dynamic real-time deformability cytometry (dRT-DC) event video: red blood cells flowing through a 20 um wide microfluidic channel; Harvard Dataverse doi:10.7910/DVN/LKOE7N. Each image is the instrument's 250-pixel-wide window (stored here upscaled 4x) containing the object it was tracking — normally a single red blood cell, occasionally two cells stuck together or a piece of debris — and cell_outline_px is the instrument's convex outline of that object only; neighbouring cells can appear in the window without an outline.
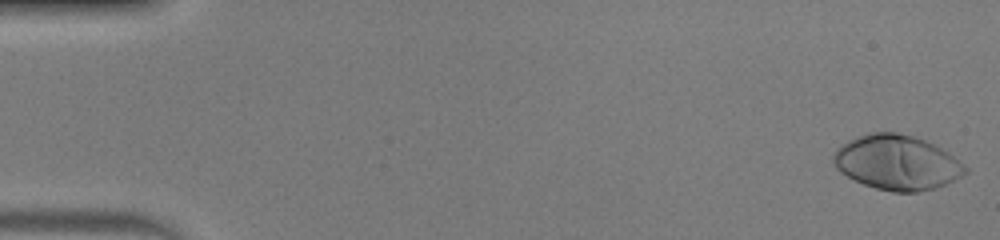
{"species": "human", "species_latin": "Homo sapiens", "temperature_condition": "warm", "stored_images_in_passage": 51, "camera_frame_rate_fps": 3000, "um_per_image_px": 0.085, "donor": {"sex": "male"}, "frame": {"image": 1, "passage_image": 1, "time_ms": 0.0, "image_size_px": [1000, 240], "cell_outline_px": [[968, 172], [964, 176], [936, 188], [916, 192], [892, 192], [876, 188], [864, 184], [840, 172], [836, 168], [832, 160], [832, 156], [836, 148], [840, 144], [856, 136], [868, 132], [896, 132], [912, 136], [924, 140], [948, 152], [964, 164], [968, 168]], "centroid_in_image_um": [76.23, 13.81], "position_along_channel_um": 8.8, "area_um2": 42.25}}
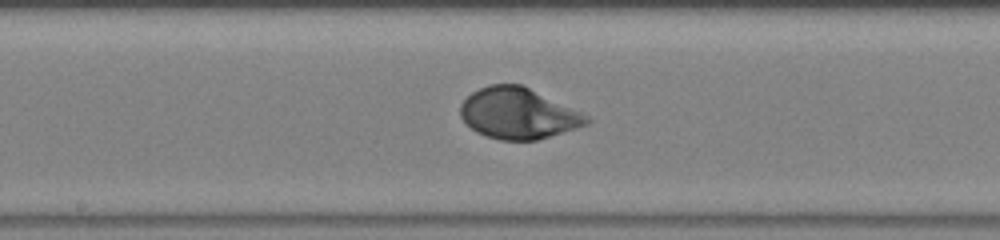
{"frame": {"image": 2, "passage_image": 27, "time_ms": 8.667, "image_size_px": [1000, 240], "cell_outline_px": [[592, 120], [588, 124], [576, 128], [536, 140], [500, 140], [476, 132], [460, 116], [460, 104], [472, 92], [488, 84], [520, 84], [580, 112], [588, 116]], "centroid_in_image_um": [44.02, 9.64], "position_along_channel_um": 204.2, "area_um2": 36.93}}
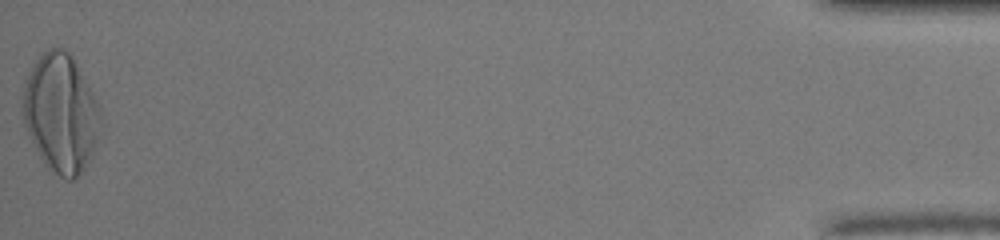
{"frame": {"image": 3, "passage_image": 51, "time_ms": 16.667, "image_size_px": [1000, 240], "cell_outline_px": [[100, 124], [92, 156], [84, 168], [72, 180], [64, 180], [48, 168], [44, 164], [24, 124], [20, 112], [24, 88], [28, 72], [32, 64], [40, 52], [48, 48], [60, 48], [68, 52], [72, 56], [96, 100], [100, 108]], "centroid_in_image_um": [5.13, 9.61], "position_along_channel_um": 430.1, "area_um2": 53.52}, "authors_computed_cell_mechanics": {"area_um2": 37.6278, "velocity_mm_per_s": 4.0437, "shape_relaxation_time_tau1_ms": 3.065, "shape_relaxation_time_tau2_ms": null, "deformation_change_tau1": 0.2419, "deformation_change_tau2": null}}